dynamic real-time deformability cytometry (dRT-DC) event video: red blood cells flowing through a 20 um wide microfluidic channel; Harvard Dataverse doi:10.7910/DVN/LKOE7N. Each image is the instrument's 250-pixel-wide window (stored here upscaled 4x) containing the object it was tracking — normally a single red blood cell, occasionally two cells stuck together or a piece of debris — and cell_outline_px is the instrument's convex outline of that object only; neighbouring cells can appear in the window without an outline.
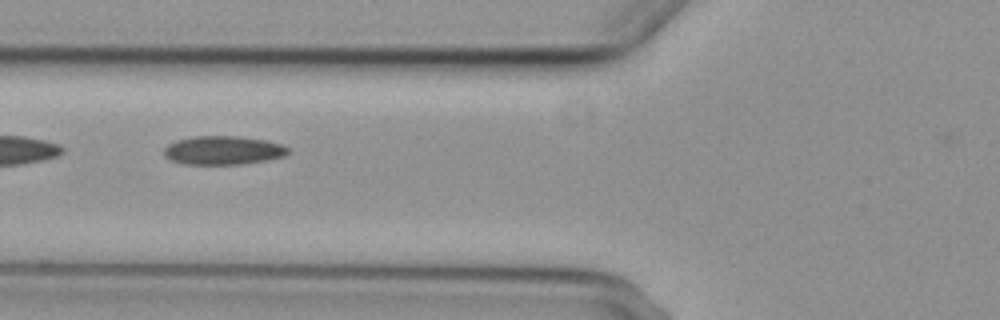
{"species": "common noctule bat (a hibernating species)", "species_latin": "Nyctalus noctula", "temperature_condition": "cold", "stored_images_in_passage": 6, "camera_frame_rate_fps": 3000, "um_per_image_px": 0.085, "animal": {"sex": "female", "body_mass_g": 29.2, "forearm_length_mm": 56.3}, "frame": {"image": 1, "passage_image": 6, "time_ms": 6.333, "image_size_px": [1000, 320], "cell_outline_px": [[288, 152], [284, 156], [268, 160], [240, 164], [184, 164], [172, 160], [164, 156], [164, 148], [168, 144], [176, 140], [196, 136], [236, 136], [264, 140], [280, 144], [288, 148]], "centroid_in_image_um": [18.94, 12.78], "position_along_channel_um": 106.9, "area_um2": 20.58}}